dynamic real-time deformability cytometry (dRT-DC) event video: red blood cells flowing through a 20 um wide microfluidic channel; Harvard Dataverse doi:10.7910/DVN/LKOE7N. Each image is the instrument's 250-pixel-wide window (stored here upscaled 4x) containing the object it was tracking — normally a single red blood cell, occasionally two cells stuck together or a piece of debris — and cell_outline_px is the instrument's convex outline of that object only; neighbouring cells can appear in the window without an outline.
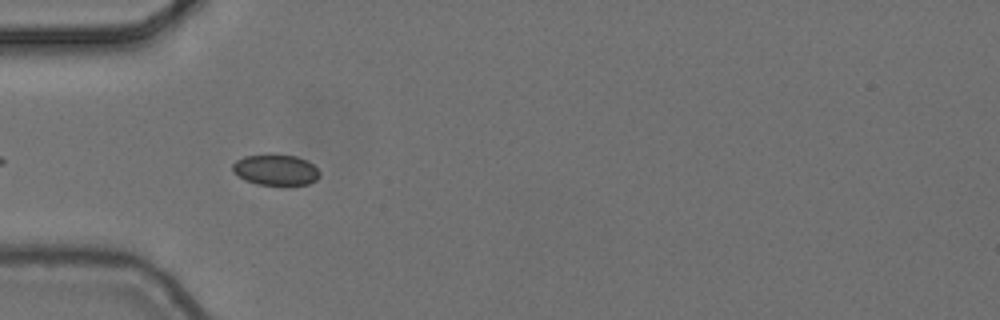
{"species": "common noctule bat (a hibernating species)", "species_latin": "Nyctalus noctula", "temperature_condition": "cold", "stored_images_in_passage": 5, "camera_frame_rate_fps": 3000, "um_per_image_px": 0.085, "animal": {"sex": "female", "body_mass_g": 24.6, "forearm_length_mm": 56.2}, "frame": {"image": 1, "passage_image": 2, "time_ms": 0.333, "image_size_px": [1000, 320], "cell_outline_px": [[320, 176], [316, 180], [308, 184], [256, 184], [244, 180], [232, 172], [232, 164], [236, 160], [244, 156], [272, 152], [296, 156], [308, 160], [320, 172]], "centroid_in_image_um": [23.4, 14.39], "position_along_channel_um": 61.6, "area_um2": 16.07}}
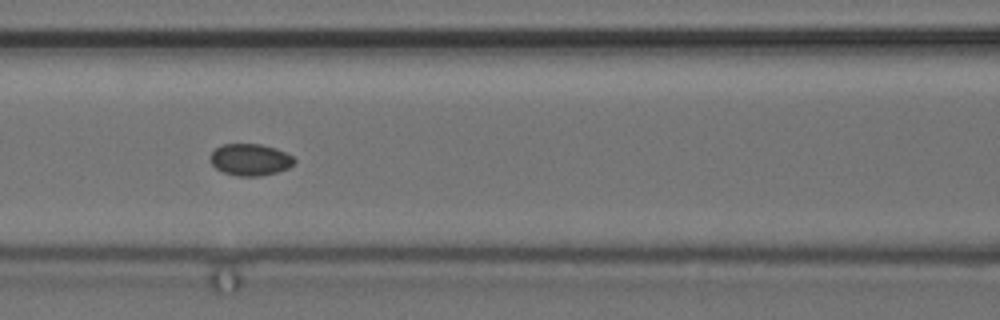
{"frame": {"image": 2, "passage_image": 4, "time_ms": 1.0, "image_size_px": [1000, 320], "cell_outline_px": [[296, 164], [288, 168], [276, 172], [260, 176], [236, 176], [224, 172], [216, 168], [212, 164], [212, 152], [216, 148], [224, 144], [260, 144], [276, 148], [292, 156], [296, 160]], "centroid_in_image_um": [21.31, 13.57], "position_along_channel_um": 145.3, "area_um2": 15.43}}
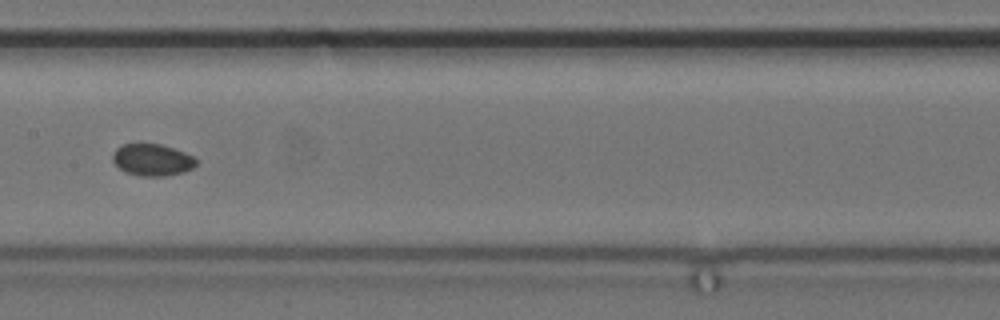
{"frame": {"image": 3, "passage_image": 5, "time_ms": 1.333, "image_size_px": [1000, 320], "cell_outline_px": [[196, 164], [192, 168], [184, 172], [164, 176], [140, 176], [124, 172], [112, 160], [112, 156], [116, 148], [120, 144], [160, 144], [184, 152], [192, 156], [196, 160]], "centroid_in_image_um": [12.91, 13.59], "position_along_channel_um": 194.5, "area_um2": 15.43}}